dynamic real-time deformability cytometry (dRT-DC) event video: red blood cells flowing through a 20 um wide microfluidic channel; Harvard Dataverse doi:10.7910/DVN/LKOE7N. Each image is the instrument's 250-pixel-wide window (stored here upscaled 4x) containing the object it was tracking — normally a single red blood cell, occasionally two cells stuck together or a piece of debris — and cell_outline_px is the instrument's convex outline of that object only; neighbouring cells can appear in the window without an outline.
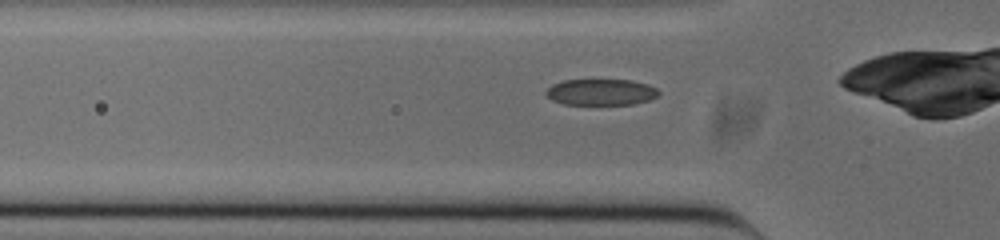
{"species": "common noctule bat (a hibernating species)", "species_latin": "Nyctalus noctula", "temperature_condition": "cold", "stored_images_in_passage": 28, "camera_frame_rate_fps": 3000, "um_per_image_px": 0.085, "animal": {"sex": "male", "body_mass_g": 20.0, "forearm_length_mm": 53.3}, "frame": {"image": 1, "passage_image": 3, "time_ms": 0.667, "image_size_px": [1000, 240], "cell_outline_px": [[660, 92], [656, 96], [648, 100], [632, 104], [564, 104], [552, 100], [544, 92], [552, 84], [564, 80], [632, 80], [648, 84], [656, 88]], "centroid_in_image_um": [51.07, 7.82], "position_along_channel_um": 74.7, "area_um2": 17.11}}
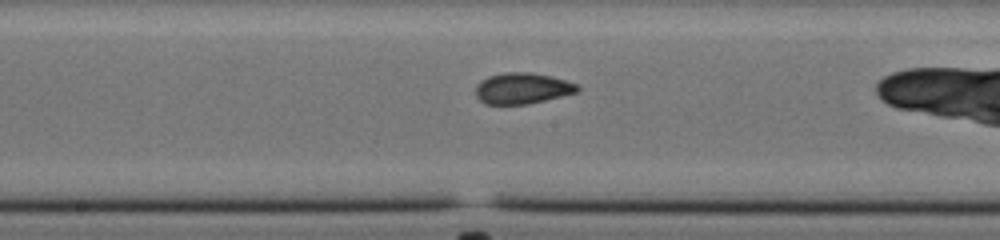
{"frame": {"image": 2, "passage_image": 13, "time_ms": 4.0, "image_size_px": [1000, 240], "cell_outline_px": [[580, 88], [576, 92], [528, 104], [484, 104], [476, 96], [476, 84], [480, 80], [488, 76], [504, 72], [528, 72], [552, 76], [580, 84]], "centroid_in_image_um": [44.38, 7.5], "position_along_channel_um": 203.8, "area_um2": 18.5}}
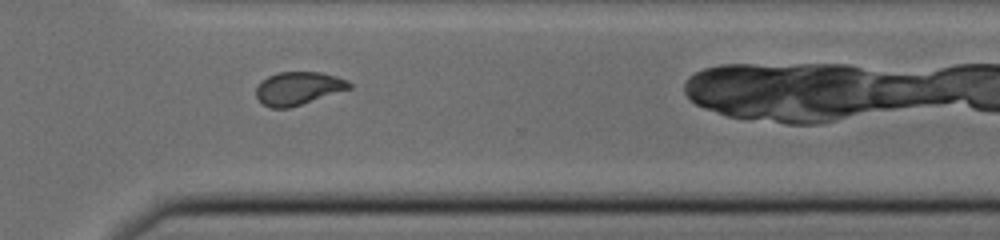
{"frame": {"image": 3, "passage_image": 24, "time_ms": 7.667, "image_size_px": [1000, 240], "cell_outline_px": [[352, 88], [288, 108], [272, 108], [264, 104], [256, 96], [256, 88], [268, 76], [280, 72], [320, 72], [336, 76], [348, 80], [352, 84]], "centroid_in_image_um": [25.38, 7.5], "position_along_channel_um": 345.2, "area_um2": 17.69}}